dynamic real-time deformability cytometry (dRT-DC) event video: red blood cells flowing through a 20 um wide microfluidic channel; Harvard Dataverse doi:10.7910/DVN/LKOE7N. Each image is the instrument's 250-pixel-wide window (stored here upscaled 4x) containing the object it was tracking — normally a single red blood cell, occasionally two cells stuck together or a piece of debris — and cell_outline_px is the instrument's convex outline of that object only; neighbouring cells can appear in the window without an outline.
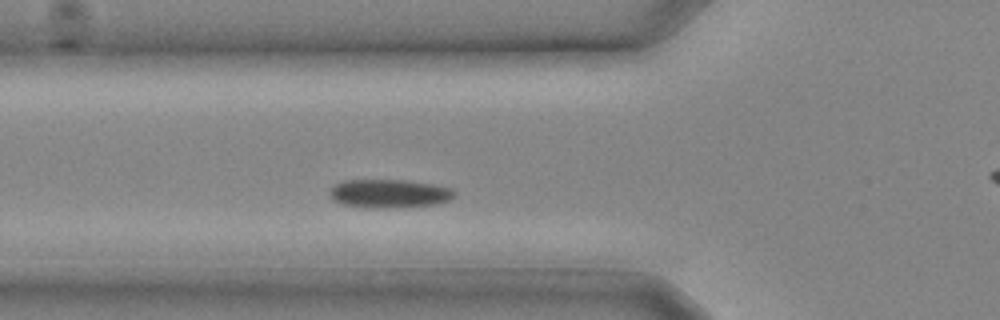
{"species": "common noctule bat (a hibernating species)", "species_latin": "Nyctalus noctula", "temperature_condition": "cold", "stored_images_in_passage": 7, "camera_frame_rate_fps": 3000, "um_per_image_px": 0.085, "animal": {"sex": "male", "body_mass_g": 20.4}, "frame": {"image": 1, "passage_image": 5, "time_ms": 1.333, "image_size_px": [1000, 320], "cell_outline_px": [[456, 192], [448, 200], [436, 204], [396, 208], [372, 208], [344, 204], [332, 200], [328, 192], [336, 184], [344, 180], [408, 180], [432, 184], [452, 188]], "centroid_in_image_um": [33.08, 16.45], "position_along_channel_um": 92.7, "area_um2": 20.75}}
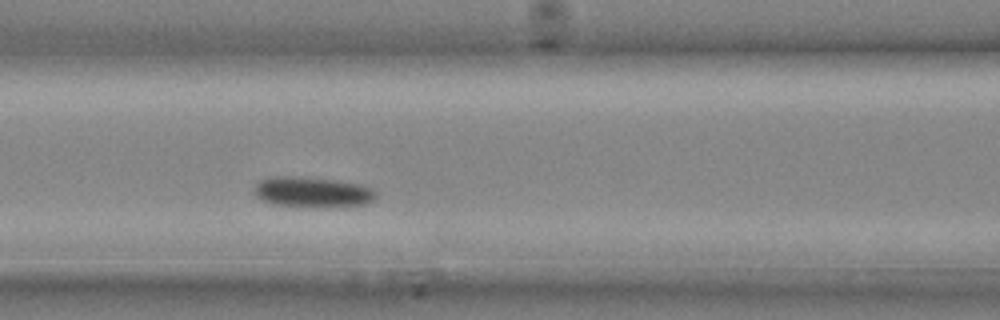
{"frame": {"image": 2, "passage_image": 7, "time_ms": 2.0, "image_size_px": [1000, 320], "cell_outline_px": [[376, 196], [368, 204], [312, 208], [272, 204], [256, 196], [252, 192], [256, 184], [260, 180], [276, 176], [296, 176], [332, 180], [356, 184], [372, 188], [376, 192]], "centroid_in_image_um": [26.52, 16.34], "position_along_channel_um": 140.1, "area_um2": 21.62}}